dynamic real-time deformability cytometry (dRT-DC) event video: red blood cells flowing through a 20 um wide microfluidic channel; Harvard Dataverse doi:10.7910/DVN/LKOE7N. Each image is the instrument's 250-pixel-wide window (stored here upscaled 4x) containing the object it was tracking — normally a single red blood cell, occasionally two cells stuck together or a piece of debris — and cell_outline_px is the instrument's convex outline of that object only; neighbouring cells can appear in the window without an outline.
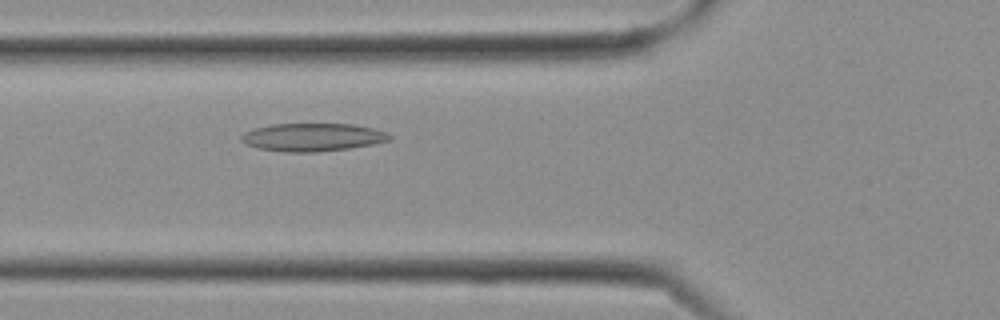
{"species": "Egyptian fruit bat (a non-hibernating species)", "species_latin": "Rousettus aegyptiacus", "temperature_condition": "cold", "stored_images_in_passage": 4, "camera_frame_rate_fps": 3000, "um_per_image_px": 0.085, "frame": {"image": 1, "passage_image": 4, "time_ms": 1.0, "image_size_px": [1000, 320], "cell_outline_px": [[392, 140], [372, 144], [348, 148], [316, 152], [284, 152], [256, 148], [244, 144], [240, 140], [240, 136], [244, 132], [252, 128], [272, 124], [352, 124], [372, 128], [384, 132], [392, 136]], "centroid_in_image_um": [26.5, 11.66], "position_along_channel_um": 99.3, "area_um2": 24.28}}